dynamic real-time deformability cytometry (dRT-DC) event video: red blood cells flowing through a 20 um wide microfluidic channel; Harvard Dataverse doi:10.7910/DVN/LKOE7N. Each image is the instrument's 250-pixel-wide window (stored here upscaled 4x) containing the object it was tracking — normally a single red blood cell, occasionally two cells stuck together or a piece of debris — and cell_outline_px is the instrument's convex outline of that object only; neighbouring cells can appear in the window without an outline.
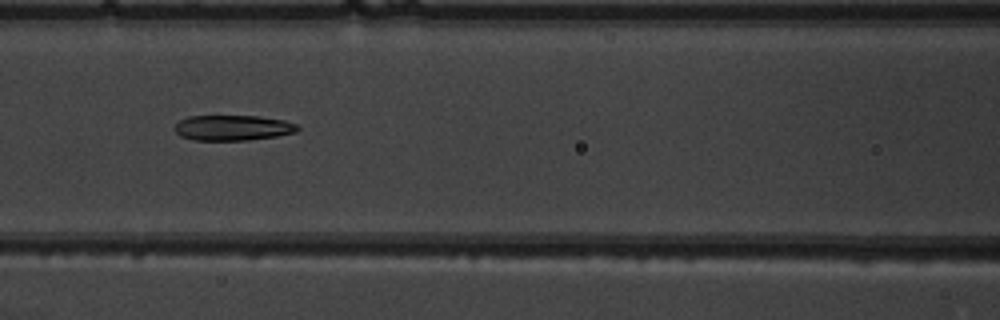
{"species": "common noctule bat (a hibernating species)", "species_latin": "Nyctalus noctula", "temperature_condition": "warm", "stored_images_in_passage": 8, "camera_frame_rate_fps": 3000, "um_per_image_px": 0.085, "animal": {"sex": "male", "body_mass_g": 19.5, "forearm_length_mm": 54.6}, "frame": {"image": 1, "passage_image": 6, "time_ms": 6.333, "image_size_px": [1000, 320], "cell_outline_px": [[300, 128], [296, 132], [276, 136], [248, 140], [192, 140], [180, 136], [172, 128], [180, 120], [188, 116], [260, 116], [284, 120], [296, 124]], "centroid_in_image_um": [19.76, 10.86], "position_along_channel_um": 146.8, "area_um2": 18.26}}
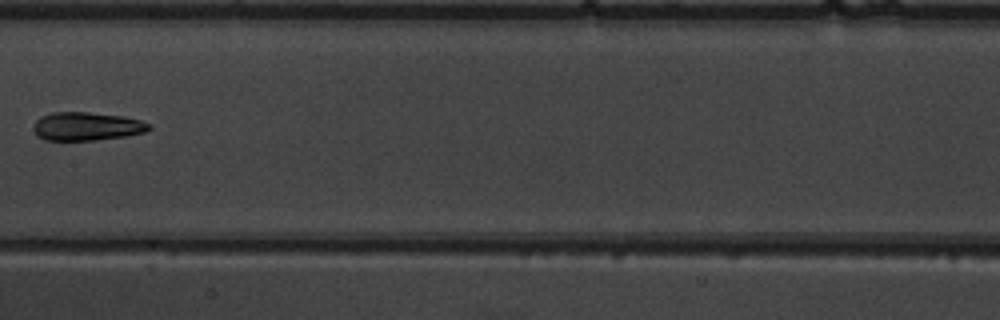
{"frame": {"image": 2, "passage_image": 7, "time_ms": 7.667, "image_size_px": [1000, 320], "cell_outline_px": [[152, 128], [144, 132], [124, 136], [92, 140], [44, 140], [32, 128], [36, 120], [40, 116], [52, 112], [88, 112], [120, 116], [140, 120], [152, 124]], "centroid_in_image_um": [7.36, 10.73], "position_along_channel_um": 200.0, "area_um2": 18.96}}
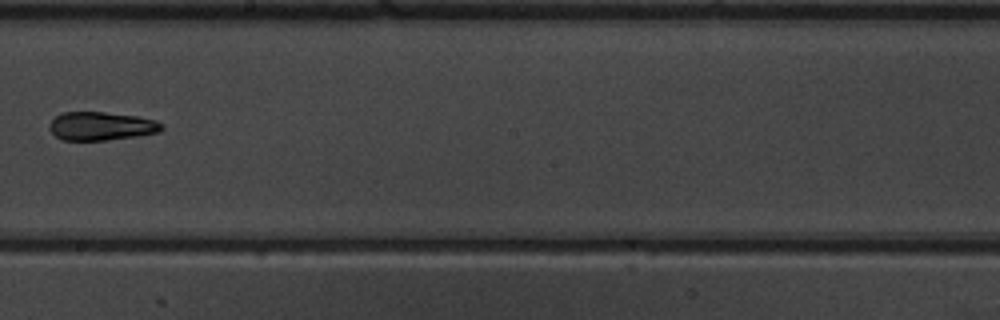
{"frame": {"image": 3, "passage_image": 8, "time_ms": 8.667, "image_size_px": [1000, 320], "cell_outline_px": [[164, 128], [156, 132], [136, 136], [108, 140], [60, 140], [48, 128], [48, 124], [56, 116], [64, 112], [104, 112], [136, 116], [156, 120], [164, 124]], "centroid_in_image_um": [8.59, 10.72], "position_along_channel_um": 239.6, "area_um2": 18.61}}